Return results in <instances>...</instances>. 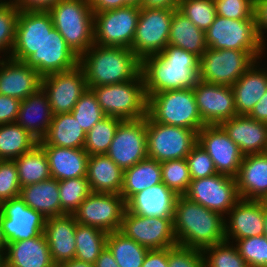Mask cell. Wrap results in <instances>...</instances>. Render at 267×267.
<instances>
[{
	"mask_svg": "<svg viewBox=\"0 0 267 267\" xmlns=\"http://www.w3.org/2000/svg\"><path fill=\"white\" fill-rule=\"evenodd\" d=\"M200 58L173 45L141 60L146 97L158 92L193 89L199 81Z\"/></svg>",
	"mask_w": 267,
	"mask_h": 267,
	"instance_id": "1",
	"label": "cell"
},
{
	"mask_svg": "<svg viewBox=\"0 0 267 267\" xmlns=\"http://www.w3.org/2000/svg\"><path fill=\"white\" fill-rule=\"evenodd\" d=\"M225 216L178 195L174 205L173 230L177 245L204 248L225 241Z\"/></svg>",
	"mask_w": 267,
	"mask_h": 267,
	"instance_id": "2",
	"label": "cell"
},
{
	"mask_svg": "<svg viewBox=\"0 0 267 267\" xmlns=\"http://www.w3.org/2000/svg\"><path fill=\"white\" fill-rule=\"evenodd\" d=\"M78 65L89 89L134 80L141 72V60L126 47L93 44L79 56Z\"/></svg>",
	"mask_w": 267,
	"mask_h": 267,
	"instance_id": "3",
	"label": "cell"
},
{
	"mask_svg": "<svg viewBox=\"0 0 267 267\" xmlns=\"http://www.w3.org/2000/svg\"><path fill=\"white\" fill-rule=\"evenodd\" d=\"M47 11L53 26L78 56L94 44V12L88 0H59Z\"/></svg>",
	"mask_w": 267,
	"mask_h": 267,
	"instance_id": "4",
	"label": "cell"
},
{
	"mask_svg": "<svg viewBox=\"0 0 267 267\" xmlns=\"http://www.w3.org/2000/svg\"><path fill=\"white\" fill-rule=\"evenodd\" d=\"M147 115L155 122L189 128L197 133L206 125L199 114L193 89L169 90L148 96Z\"/></svg>",
	"mask_w": 267,
	"mask_h": 267,
	"instance_id": "5",
	"label": "cell"
},
{
	"mask_svg": "<svg viewBox=\"0 0 267 267\" xmlns=\"http://www.w3.org/2000/svg\"><path fill=\"white\" fill-rule=\"evenodd\" d=\"M90 89L106 116L138 120L147 115V97L141 73L134 80Z\"/></svg>",
	"mask_w": 267,
	"mask_h": 267,
	"instance_id": "6",
	"label": "cell"
},
{
	"mask_svg": "<svg viewBox=\"0 0 267 267\" xmlns=\"http://www.w3.org/2000/svg\"><path fill=\"white\" fill-rule=\"evenodd\" d=\"M205 37L208 48L249 51L257 60L265 48L258 36L255 18L230 19L216 15Z\"/></svg>",
	"mask_w": 267,
	"mask_h": 267,
	"instance_id": "7",
	"label": "cell"
},
{
	"mask_svg": "<svg viewBox=\"0 0 267 267\" xmlns=\"http://www.w3.org/2000/svg\"><path fill=\"white\" fill-rule=\"evenodd\" d=\"M147 155L158 162L185 159L197 143V132L165 125L146 115Z\"/></svg>",
	"mask_w": 267,
	"mask_h": 267,
	"instance_id": "8",
	"label": "cell"
},
{
	"mask_svg": "<svg viewBox=\"0 0 267 267\" xmlns=\"http://www.w3.org/2000/svg\"><path fill=\"white\" fill-rule=\"evenodd\" d=\"M257 59L249 51L207 48L200 57L199 80L232 86Z\"/></svg>",
	"mask_w": 267,
	"mask_h": 267,
	"instance_id": "9",
	"label": "cell"
},
{
	"mask_svg": "<svg viewBox=\"0 0 267 267\" xmlns=\"http://www.w3.org/2000/svg\"><path fill=\"white\" fill-rule=\"evenodd\" d=\"M139 13L137 6L94 13V44L131 49Z\"/></svg>",
	"mask_w": 267,
	"mask_h": 267,
	"instance_id": "10",
	"label": "cell"
},
{
	"mask_svg": "<svg viewBox=\"0 0 267 267\" xmlns=\"http://www.w3.org/2000/svg\"><path fill=\"white\" fill-rule=\"evenodd\" d=\"M176 9L140 8L131 50L142 60L159 54L168 45L173 12Z\"/></svg>",
	"mask_w": 267,
	"mask_h": 267,
	"instance_id": "11",
	"label": "cell"
},
{
	"mask_svg": "<svg viewBox=\"0 0 267 267\" xmlns=\"http://www.w3.org/2000/svg\"><path fill=\"white\" fill-rule=\"evenodd\" d=\"M119 231L150 250L177 245L173 217L141 216L126 209Z\"/></svg>",
	"mask_w": 267,
	"mask_h": 267,
	"instance_id": "12",
	"label": "cell"
},
{
	"mask_svg": "<svg viewBox=\"0 0 267 267\" xmlns=\"http://www.w3.org/2000/svg\"><path fill=\"white\" fill-rule=\"evenodd\" d=\"M125 210L120 194L91 192L72 215L77 223L111 233L120 230Z\"/></svg>",
	"mask_w": 267,
	"mask_h": 267,
	"instance_id": "13",
	"label": "cell"
},
{
	"mask_svg": "<svg viewBox=\"0 0 267 267\" xmlns=\"http://www.w3.org/2000/svg\"><path fill=\"white\" fill-rule=\"evenodd\" d=\"M184 196L221 215H227L240 199L235 178L218 173L192 179Z\"/></svg>",
	"mask_w": 267,
	"mask_h": 267,
	"instance_id": "14",
	"label": "cell"
},
{
	"mask_svg": "<svg viewBox=\"0 0 267 267\" xmlns=\"http://www.w3.org/2000/svg\"><path fill=\"white\" fill-rule=\"evenodd\" d=\"M106 155L123 171L147 158L146 116L138 120H123Z\"/></svg>",
	"mask_w": 267,
	"mask_h": 267,
	"instance_id": "15",
	"label": "cell"
},
{
	"mask_svg": "<svg viewBox=\"0 0 267 267\" xmlns=\"http://www.w3.org/2000/svg\"><path fill=\"white\" fill-rule=\"evenodd\" d=\"M41 87L48 96L54 115L71 112L88 88L83 69L79 65L67 71L43 76Z\"/></svg>",
	"mask_w": 267,
	"mask_h": 267,
	"instance_id": "16",
	"label": "cell"
},
{
	"mask_svg": "<svg viewBox=\"0 0 267 267\" xmlns=\"http://www.w3.org/2000/svg\"><path fill=\"white\" fill-rule=\"evenodd\" d=\"M0 222L7 242L11 243L44 233L46 218L18 196L0 204Z\"/></svg>",
	"mask_w": 267,
	"mask_h": 267,
	"instance_id": "17",
	"label": "cell"
},
{
	"mask_svg": "<svg viewBox=\"0 0 267 267\" xmlns=\"http://www.w3.org/2000/svg\"><path fill=\"white\" fill-rule=\"evenodd\" d=\"M54 28L47 10H20L15 42L9 56L25 62L41 47L47 34Z\"/></svg>",
	"mask_w": 267,
	"mask_h": 267,
	"instance_id": "18",
	"label": "cell"
},
{
	"mask_svg": "<svg viewBox=\"0 0 267 267\" xmlns=\"http://www.w3.org/2000/svg\"><path fill=\"white\" fill-rule=\"evenodd\" d=\"M197 143L212 158L218 174L236 177L244 154L220 125H205L197 133Z\"/></svg>",
	"mask_w": 267,
	"mask_h": 267,
	"instance_id": "19",
	"label": "cell"
},
{
	"mask_svg": "<svg viewBox=\"0 0 267 267\" xmlns=\"http://www.w3.org/2000/svg\"><path fill=\"white\" fill-rule=\"evenodd\" d=\"M199 114L206 125H219L237 116L231 86L199 80L193 88Z\"/></svg>",
	"mask_w": 267,
	"mask_h": 267,
	"instance_id": "20",
	"label": "cell"
},
{
	"mask_svg": "<svg viewBox=\"0 0 267 267\" xmlns=\"http://www.w3.org/2000/svg\"><path fill=\"white\" fill-rule=\"evenodd\" d=\"M79 56L67 45L54 27L47 34L41 47L25 63L34 68L42 77L75 68Z\"/></svg>",
	"mask_w": 267,
	"mask_h": 267,
	"instance_id": "21",
	"label": "cell"
},
{
	"mask_svg": "<svg viewBox=\"0 0 267 267\" xmlns=\"http://www.w3.org/2000/svg\"><path fill=\"white\" fill-rule=\"evenodd\" d=\"M225 223V241L264 235L265 208L260 200L240 198L228 212ZM228 224V225H227Z\"/></svg>",
	"mask_w": 267,
	"mask_h": 267,
	"instance_id": "22",
	"label": "cell"
},
{
	"mask_svg": "<svg viewBox=\"0 0 267 267\" xmlns=\"http://www.w3.org/2000/svg\"><path fill=\"white\" fill-rule=\"evenodd\" d=\"M6 60H0L1 95L23 101L41 88L42 76L34 68L10 57Z\"/></svg>",
	"mask_w": 267,
	"mask_h": 267,
	"instance_id": "23",
	"label": "cell"
},
{
	"mask_svg": "<svg viewBox=\"0 0 267 267\" xmlns=\"http://www.w3.org/2000/svg\"><path fill=\"white\" fill-rule=\"evenodd\" d=\"M219 125L244 155L267 152V123L237 115Z\"/></svg>",
	"mask_w": 267,
	"mask_h": 267,
	"instance_id": "24",
	"label": "cell"
},
{
	"mask_svg": "<svg viewBox=\"0 0 267 267\" xmlns=\"http://www.w3.org/2000/svg\"><path fill=\"white\" fill-rule=\"evenodd\" d=\"M77 221L73 215H62L46 218L44 234L49 244L53 263H61L75 258Z\"/></svg>",
	"mask_w": 267,
	"mask_h": 267,
	"instance_id": "25",
	"label": "cell"
},
{
	"mask_svg": "<svg viewBox=\"0 0 267 267\" xmlns=\"http://www.w3.org/2000/svg\"><path fill=\"white\" fill-rule=\"evenodd\" d=\"M3 254L4 267H57L50 255L44 233L30 239L8 243Z\"/></svg>",
	"mask_w": 267,
	"mask_h": 267,
	"instance_id": "26",
	"label": "cell"
},
{
	"mask_svg": "<svg viewBox=\"0 0 267 267\" xmlns=\"http://www.w3.org/2000/svg\"><path fill=\"white\" fill-rule=\"evenodd\" d=\"M235 180L240 198L263 199L267 195V152L244 155Z\"/></svg>",
	"mask_w": 267,
	"mask_h": 267,
	"instance_id": "27",
	"label": "cell"
},
{
	"mask_svg": "<svg viewBox=\"0 0 267 267\" xmlns=\"http://www.w3.org/2000/svg\"><path fill=\"white\" fill-rule=\"evenodd\" d=\"M177 196L164 183H160L133 195L126 202V209L141 216L173 217Z\"/></svg>",
	"mask_w": 267,
	"mask_h": 267,
	"instance_id": "28",
	"label": "cell"
},
{
	"mask_svg": "<svg viewBox=\"0 0 267 267\" xmlns=\"http://www.w3.org/2000/svg\"><path fill=\"white\" fill-rule=\"evenodd\" d=\"M35 116H40V119ZM53 116L48 96L41 87L20 102L15 123L40 141L46 135Z\"/></svg>",
	"mask_w": 267,
	"mask_h": 267,
	"instance_id": "29",
	"label": "cell"
},
{
	"mask_svg": "<svg viewBox=\"0 0 267 267\" xmlns=\"http://www.w3.org/2000/svg\"><path fill=\"white\" fill-rule=\"evenodd\" d=\"M47 156L51 178L58 181L87 176L89 155L84 149L40 146Z\"/></svg>",
	"mask_w": 267,
	"mask_h": 267,
	"instance_id": "30",
	"label": "cell"
},
{
	"mask_svg": "<svg viewBox=\"0 0 267 267\" xmlns=\"http://www.w3.org/2000/svg\"><path fill=\"white\" fill-rule=\"evenodd\" d=\"M87 180L93 193L120 194L124 171L106 154L90 155Z\"/></svg>",
	"mask_w": 267,
	"mask_h": 267,
	"instance_id": "31",
	"label": "cell"
},
{
	"mask_svg": "<svg viewBox=\"0 0 267 267\" xmlns=\"http://www.w3.org/2000/svg\"><path fill=\"white\" fill-rule=\"evenodd\" d=\"M255 66L253 64L231 86L237 115L248 116L267 91V71L258 70Z\"/></svg>",
	"mask_w": 267,
	"mask_h": 267,
	"instance_id": "32",
	"label": "cell"
},
{
	"mask_svg": "<svg viewBox=\"0 0 267 267\" xmlns=\"http://www.w3.org/2000/svg\"><path fill=\"white\" fill-rule=\"evenodd\" d=\"M19 197L45 218L61 216L59 181L54 178L21 187Z\"/></svg>",
	"mask_w": 267,
	"mask_h": 267,
	"instance_id": "33",
	"label": "cell"
},
{
	"mask_svg": "<svg viewBox=\"0 0 267 267\" xmlns=\"http://www.w3.org/2000/svg\"><path fill=\"white\" fill-rule=\"evenodd\" d=\"M86 133L71 112L53 116L46 135L38 141L39 146H59L84 149Z\"/></svg>",
	"mask_w": 267,
	"mask_h": 267,
	"instance_id": "34",
	"label": "cell"
},
{
	"mask_svg": "<svg viewBox=\"0 0 267 267\" xmlns=\"http://www.w3.org/2000/svg\"><path fill=\"white\" fill-rule=\"evenodd\" d=\"M168 45L180 47L199 58L207 47L205 32L199 29L178 9L174 10L170 26Z\"/></svg>",
	"mask_w": 267,
	"mask_h": 267,
	"instance_id": "35",
	"label": "cell"
},
{
	"mask_svg": "<svg viewBox=\"0 0 267 267\" xmlns=\"http://www.w3.org/2000/svg\"><path fill=\"white\" fill-rule=\"evenodd\" d=\"M160 183H162L161 164L157 160L147 157L124 170L120 195L127 202L136 193Z\"/></svg>",
	"mask_w": 267,
	"mask_h": 267,
	"instance_id": "36",
	"label": "cell"
},
{
	"mask_svg": "<svg viewBox=\"0 0 267 267\" xmlns=\"http://www.w3.org/2000/svg\"><path fill=\"white\" fill-rule=\"evenodd\" d=\"M37 144L38 140L17 123L0 125V160H14Z\"/></svg>",
	"mask_w": 267,
	"mask_h": 267,
	"instance_id": "37",
	"label": "cell"
},
{
	"mask_svg": "<svg viewBox=\"0 0 267 267\" xmlns=\"http://www.w3.org/2000/svg\"><path fill=\"white\" fill-rule=\"evenodd\" d=\"M106 247L119 267H141L150 250L140 245L119 230L108 233Z\"/></svg>",
	"mask_w": 267,
	"mask_h": 267,
	"instance_id": "38",
	"label": "cell"
},
{
	"mask_svg": "<svg viewBox=\"0 0 267 267\" xmlns=\"http://www.w3.org/2000/svg\"><path fill=\"white\" fill-rule=\"evenodd\" d=\"M21 187L51 178L45 151L37 144L31 151L14 159Z\"/></svg>",
	"mask_w": 267,
	"mask_h": 267,
	"instance_id": "39",
	"label": "cell"
},
{
	"mask_svg": "<svg viewBox=\"0 0 267 267\" xmlns=\"http://www.w3.org/2000/svg\"><path fill=\"white\" fill-rule=\"evenodd\" d=\"M107 235L108 233L99 228L77 223L75 259L95 264L106 247Z\"/></svg>",
	"mask_w": 267,
	"mask_h": 267,
	"instance_id": "40",
	"label": "cell"
},
{
	"mask_svg": "<svg viewBox=\"0 0 267 267\" xmlns=\"http://www.w3.org/2000/svg\"><path fill=\"white\" fill-rule=\"evenodd\" d=\"M122 121L116 117L105 116L86 133L84 150L89 156L108 152L118 125Z\"/></svg>",
	"mask_w": 267,
	"mask_h": 267,
	"instance_id": "41",
	"label": "cell"
},
{
	"mask_svg": "<svg viewBox=\"0 0 267 267\" xmlns=\"http://www.w3.org/2000/svg\"><path fill=\"white\" fill-rule=\"evenodd\" d=\"M90 193L91 188L87 177L60 180L61 216L72 215Z\"/></svg>",
	"mask_w": 267,
	"mask_h": 267,
	"instance_id": "42",
	"label": "cell"
},
{
	"mask_svg": "<svg viewBox=\"0 0 267 267\" xmlns=\"http://www.w3.org/2000/svg\"><path fill=\"white\" fill-rule=\"evenodd\" d=\"M229 242L223 241L204 248L202 250L203 267H249L240 255L238 248L229 246Z\"/></svg>",
	"mask_w": 267,
	"mask_h": 267,
	"instance_id": "43",
	"label": "cell"
},
{
	"mask_svg": "<svg viewBox=\"0 0 267 267\" xmlns=\"http://www.w3.org/2000/svg\"><path fill=\"white\" fill-rule=\"evenodd\" d=\"M162 183L176 195H184L189 188L191 177L186 159L160 162Z\"/></svg>",
	"mask_w": 267,
	"mask_h": 267,
	"instance_id": "44",
	"label": "cell"
},
{
	"mask_svg": "<svg viewBox=\"0 0 267 267\" xmlns=\"http://www.w3.org/2000/svg\"><path fill=\"white\" fill-rule=\"evenodd\" d=\"M71 114L85 133L106 116L100 108L94 92L89 88L78 99Z\"/></svg>",
	"mask_w": 267,
	"mask_h": 267,
	"instance_id": "45",
	"label": "cell"
},
{
	"mask_svg": "<svg viewBox=\"0 0 267 267\" xmlns=\"http://www.w3.org/2000/svg\"><path fill=\"white\" fill-rule=\"evenodd\" d=\"M178 10L204 32L217 15L214 0H180Z\"/></svg>",
	"mask_w": 267,
	"mask_h": 267,
	"instance_id": "46",
	"label": "cell"
},
{
	"mask_svg": "<svg viewBox=\"0 0 267 267\" xmlns=\"http://www.w3.org/2000/svg\"><path fill=\"white\" fill-rule=\"evenodd\" d=\"M20 8L11 0L0 1V52L6 49L12 52Z\"/></svg>",
	"mask_w": 267,
	"mask_h": 267,
	"instance_id": "47",
	"label": "cell"
},
{
	"mask_svg": "<svg viewBox=\"0 0 267 267\" xmlns=\"http://www.w3.org/2000/svg\"><path fill=\"white\" fill-rule=\"evenodd\" d=\"M236 247L249 267H267V237L253 236L236 241Z\"/></svg>",
	"mask_w": 267,
	"mask_h": 267,
	"instance_id": "48",
	"label": "cell"
},
{
	"mask_svg": "<svg viewBox=\"0 0 267 267\" xmlns=\"http://www.w3.org/2000/svg\"><path fill=\"white\" fill-rule=\"evenodd\" d=\"M191 180L207 178L217 174L212 158L196 143L185 158Z\"/></svg>",
	"mask_w": 267,
	"mask_h": 267,
	"instance_id": "49",
	"label": "cell"
},
{
	"mask_svg": "<svg viewBox=\"0 0 267 267\" xmlns=\"http://www.w3.org/2000/svg\"><path fill=\"white\" fill-rule=\"evenodd\" d=\"M21 186L14 160H0V204L18 197Z\"/></svg>",
	"mask_w": 267,
	"mask_h": 267,
	"instance_id": "50",
	"label": "cell"
},
{
	"mask_svg": "<svg viewBox=\"0 0 267 267\" xmlns=\"http://www.w3.org/2000/svg\"><path fill=\"white\" fill-rule=\"evenodd\" d=\"M216 14L230 19L255 18V0H214Z\"/></svg>",
	"mask_w": 267,
	"mask_h": 267,
	"instance_id": "51",
	"label": "cell"
},
{
	"mask_svg": "<svg viewBox=\"0 0 267 267\" xmlns=\"http://www.w3.org/2000/svg\"><path fill=\"white\" fill-rule=\"evenodd\" d=\"M168 267H203L202 250L181 245L169 247Z\"/></svg>",
	"mask_w": 267,
	"mask_h": 267,
	"instance_id": "52",
	"label": "cell"
},
{
	"mask_svg": "<svg viewBox=\"0 0 267 267\" xmlns=\"http://www.w3.org/2000/svg\"><path fill=\"white\" fill-rule=\"evenodd\" d=\"M20 102L19 99L0 94V125L15 123Z\"/></svg>",
	"mask_w": 267,
	"mask_h": 267,
	"instance_id": "53",
	"label": "cell"
},
{
	"mask_svg": "<svg viewBox=\"0 0 267 267\" xmlns=\"http://www.w3.org/2000/svg\"><path fill=\"white\" fill-rule=\"evenodd\" d=\"M254 17L257 33L262 45L264 46V29H267V0H255Z\"/></svg>",
	"mask_w": 267,
	"mask_h": 267,
	"instance_id": "54",
	"label": "cell"
},
{
	"mask_svg": "<svg viewBox=\"0 0 267 267\" xmlns=\"http://www.w3.org/2000/svg\"><path fill=\"white\" fill-rule=\"evenodd\" d=\"M141 267H168V248L149 250Z\"/></svg>",
	"mask_w": 267,
	"mask_h": 267,
	"instance_id": "55",
	"label": "cell"
},
{
	"mask_svg": "<svg viewBox=\"0 0 267 267\" xmlns=\"http://www.w3.org/2000/svg\"><path fill=\"white\" fill-rule=\"evenodd\" d=\"M59 0H13L20 10H48Z\"/></svg>",
	"mask_w": 267,
	"mask_h": 267,
	"instance_id": "56",
	"label": "cell"
},
{
	"mask_svg": "<svg viewBox=\"0 0 267 267\" xmlns=\"http://www.w3.org/2000/svg\"><path fill=\"white\" fill-rule=\"evenodd\" d=\"M94 13L128 6L124 0H88Z\"/></svg>",
	"mask_w": 267,
	"mask_h": 267,
	"instance_id": "57",
	"label": "cell"
},
{
	"mask_svg": "<svg viewBox=\"0 0 267 267\" xmlns=\"http://www.w3.org/2000/svg\"><path fill=\"white\" fill-rule=\"evenodd\" d=\"M180 0H142L140 8L178 9Z\"/></svg>",
	"mask_w": 267,
	"mask_h": 267,
	"instance_id": "58",
	"label": "cell"
},
{
	"mask_svg": "<svg viewBox=\"0 0 267 267\" xmlns=\"http://www.w3.org/2000/svg\"><path fill=\"white\" fill-rule=\"evenodd\" d=\"M248 116L257 121L267 123V91Z\"/></svg>",
	"mask_w": 267,
	"mask_h": 267,
	"instance_id": "59",
	"label": "cell"
},
{
	"mask_svg": "<svg viewBox=\"0 0 267 267\" xmlns=\"http://www.w3.org/2000/svg\"><path fill=\"white\" fill-rule=\"evenodd\" d=\"M94 265L95 267H119L107 247L100 253Z\"/></svg>",
	"mask_w": 267,
	"mask_h": 267,
	"instance_id": "60",
	"label": "cell"
},
{
	"mask_svg": "<svg viewBox=\"0 0 267 267\" xmlns=\"http://www.w3.org/2000/svg\"><path fill=\"white\" fill-rule=\"evenodd\" d=\"M58 267H95L94 264L72 259L61 263Z\"/></svg>",
	"mask_w": 267,
	"mask_h": 267,
	"instance_id": "61",
	"label": "cell"
},
{
	"mask_svg": "<svg viewBox=\"0 0 267 267\" xmlns=\"http://www.w3.org/2000/svg\"><path fill=\"white\" fill-rule=\"evenodd\" d=\"M8 242L5 238L4 232H3V227L0 222V253L3 255L5 252V248L7 246ZM4 251V252H3Z\"/></svg>",
	"mask_w": 267,
	"mask_h": 267,
	"instance_id": "62",
	"label": "cell"
},
{
	"mask_svg": "<svg viewBox=\"0 0 267 267\" xmlns=\"http://www.w3.org/2000/svg\"><path fill=\"white\" fill-rule=\"evenodd\" d=\"M124 2L128 5V6H137L140 7L142 0H124Z\"/></svg>",
	"mask_w": 267,
	"mask_h": 267,
	"instance_id": "63",
	"label": "cell"
},
{
	"mask_svg": "<svg viewBox=\"0 0 267 267\" xmlns=\"http://www.w3.org/2000/svg\"><path fill=\"white\" fill-rule=\"evenodd\" d=\"M264 235L267 237V209H265Z\"/></svg>",
	"mask_w": 267,
	"mask_h": 267,
	"instance_id": "64",
	"label": "cell"
},
{
	"mask_svg": "<svg viewBox=\"0 0 267 267\" xmlns=\"http://www.w3.org/2000/svg\"><path fill=\"white\" fill-rule=\"evenodd\" d=\"M260 201L262 202L264 208L267 209V195L263 199H261Z\"/></svg>",
	"mask_w": 267,
	"mask_h": 267,
	"instance_id": "65",
	"label": "cell"
},
{
	"mask_svg": "<svg viewBox=\"0 0 267 267\" xmlns=\"http://www.w3.org/2000/svg\"><path fill=\"white\" fill-rule=\"evenodd\" d=\"M3 265V256L2 254L0 253V267Z\"/></svg>",
	"mask_w": 267,
	"mask_h": 267,
	"instance_id": "66",
	"label": "cell"
}]
</instances>
